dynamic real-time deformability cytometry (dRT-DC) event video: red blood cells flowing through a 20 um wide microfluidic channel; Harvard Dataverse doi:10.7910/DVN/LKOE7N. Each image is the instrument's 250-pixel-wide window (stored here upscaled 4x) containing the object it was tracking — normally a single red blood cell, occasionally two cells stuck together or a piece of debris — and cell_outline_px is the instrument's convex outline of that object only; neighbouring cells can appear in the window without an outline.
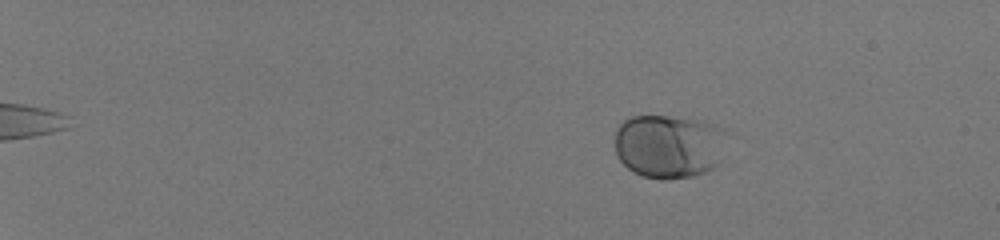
{"species": "human", "species_latin": "Homo sapiens", "temperature_condition": "room temperature", "stored_images_in_passage": 46, "camera_frame_rate_fps": 3000, "um_per_image_px": 0.085, "donor": {"sex": "male"}, "frame": {"image": 1, "passage_image": 1, "time_ms": 0.0, "image_size_px": [1000, 240], "cell_outline_px": [[724, 132], [720, 160], [712, 168], [704, 172], [692, 176], [668, 180], [660, 180], [644, 176], [632, 172], [620, 160], [616, 152], [616, 128], [628, 116], [668, 116], [704, 120], [724, 128]], "centroid_in_image_um": [56.82, 12.42], "position_along_channel_um": 28.2, "area_um2": 41.73}}
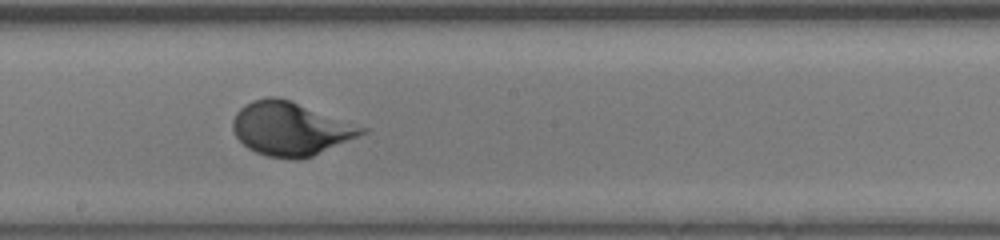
{"frame": {"image": 2, "passage_image": 27, "time_ms": 8.667, "image_size_px": [1000, 240], "cell_outline_px": [[368, 132], [312, 156], [296, 160], [268, 156], [256, 152], [248, 148], [236, 136], [232, 128], [232, 120], [236, 112], [244, 104], [252, 100], [268, 96], [276, 96], [292, 100], [368, 128]], "centroid_in_image_um": [24.69, 10.92], "position_along_channel_um": 223.5, "area_um2": 40.34}}
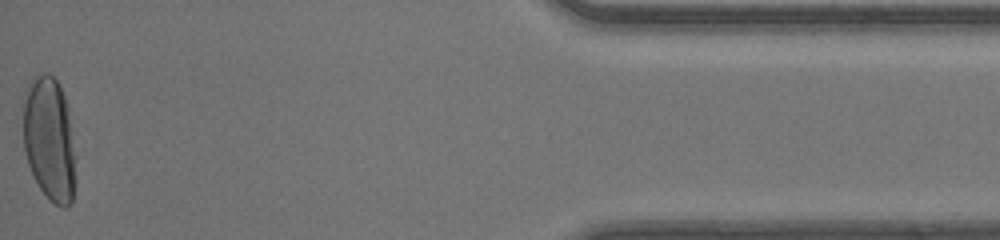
{"frame": {"image": 3, "passage_image": 46, "time_ms": 15.0, "image_size_px": [1000, 240], "cell_outline_px": [[76, 180], [72, 204], [68, 208], [64, 208], [56, 204], [40, 188], [28, 164], [24, 148], [24, 88], [32, 76], [36, 72], [48, 72], [56, 80], [64, 96], [68, 108], [76, 156]], "centroid_in_image_um": [4.22, 11.8], "position_along_channel_um": 431.0, "area_um2": 38.67}}